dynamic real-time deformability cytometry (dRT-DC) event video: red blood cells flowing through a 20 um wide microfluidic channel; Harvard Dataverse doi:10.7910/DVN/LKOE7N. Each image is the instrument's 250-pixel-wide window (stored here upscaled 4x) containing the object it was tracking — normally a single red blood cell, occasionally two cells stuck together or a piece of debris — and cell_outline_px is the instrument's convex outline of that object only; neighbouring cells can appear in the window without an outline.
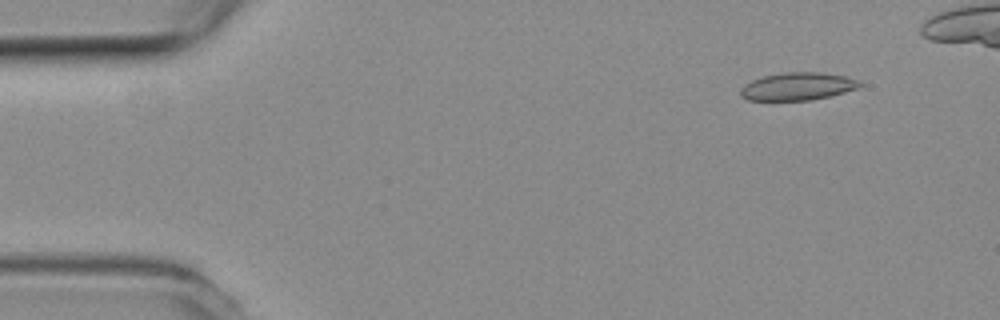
{"species": "common noctule bat (a hibernating species)", "species_latin": "Nyctalus noctula", "temperature_condition": "room temperature", "stored_images_in_passage": 43, "camera_frame_rate_fps": 3000, "um_per_image_px": 0.085, "animal": {"sex": "female", "body_mass_g": 19.3, "forearm_length_mm": 54.1}, "frame": {"image": 1, "passage_image": 1, "time_ms": 0.0, "image_size_px": [1000, 320], "cell_outline_px": [[860, 84], [856, 88], [844, 92], [812, 100], [748, 100], [740, 96], [740, 88], [744, 84], [752, 80], [764, 76], [784, 72], [824, 72], [844, 76], [860, 80]], "centroid_in_image_um": [67.76, 7.34], "position_along_channel_um": 17.2, "area_um2": 19.19}}
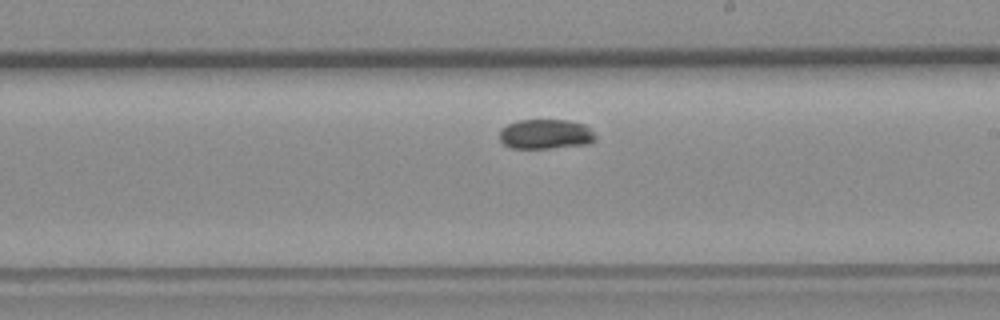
{"frame": {"image": 2, "passage_image": 27, "time_ms": 8.667, "image_size_px": [1000, 320], "cell_outline_px": [[596, 140], [588, 144], [548, 148], [512, 148], [504, 144], [500, 140], [500, 128], [516, 120], [568, 120], [584, 124], [596, 136]], "centroid_in_image_um": [46.36, 11.4], "position_along_channel_um": 242.6, "area_um2": 16.65}}
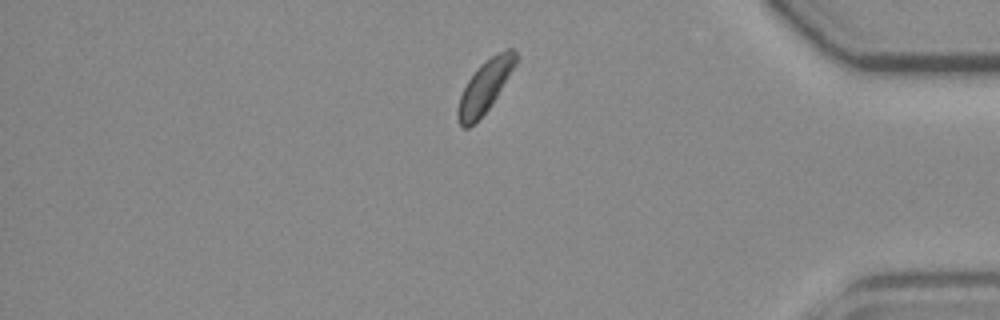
{"frame": {"image": 3, "passage_image": 42, "time_ms": 13.667, "image_size_px": [1000, 320], "cell_outline_px": [[520, 56], [516, 64], [492, 104], [468, 128], [464, 128], [460, 124], [456, 116], [456, 112], [460, 96], [468, 80], [476, 68], [484, 60], [508, 48], [512, 48]], "centroid_in_image_um": [41.23, 7.31], "position_along_channel_um": 394.0, "area_um2": 17.4}}